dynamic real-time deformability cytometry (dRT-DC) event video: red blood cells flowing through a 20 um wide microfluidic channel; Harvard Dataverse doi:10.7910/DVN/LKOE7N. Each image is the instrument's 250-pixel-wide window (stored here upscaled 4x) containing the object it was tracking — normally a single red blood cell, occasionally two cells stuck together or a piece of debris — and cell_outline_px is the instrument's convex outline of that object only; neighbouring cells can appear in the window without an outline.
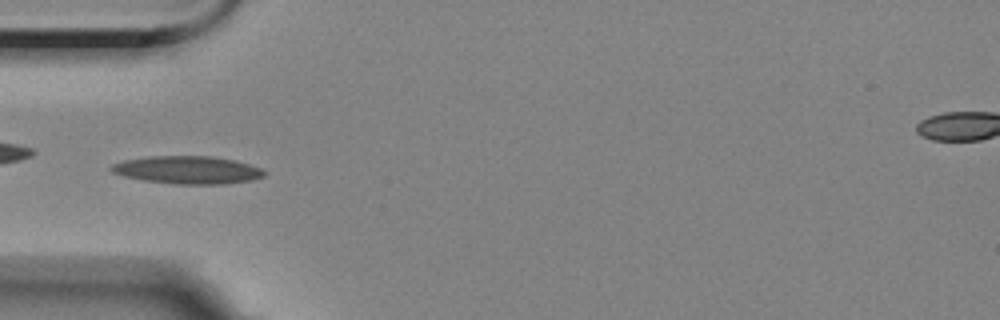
{"species": "Egyptian fruit bat (a non-hibernating species)", "species_latin": "Rousettus aegyptiacus", "temperature_condition": "room temperature", "stored_images_in_passage": 10, "camera_frame_rate_fps": 3000, "um_per_image_px": 0.085, "animal": {"sex": "female"}, "frame": {"image": 1, "passage_image": 5, "time_ms": 4.333, "image_size_px": [1000, 320], "cell_outline_px": [[268, 172], [264, 176], [252, 180], [224, 184], [172, 184], [144, 180], [124, 176], [112, 172], [108, 168], [112, 164], [124, 160], [152, 156], [212, 156], [232, 160], [248, 164], [260, 168]], "centroid_in_image_um": [15.94, 14.45], "position_along_channel_um": 69.1, "area_um2": 24.74}}
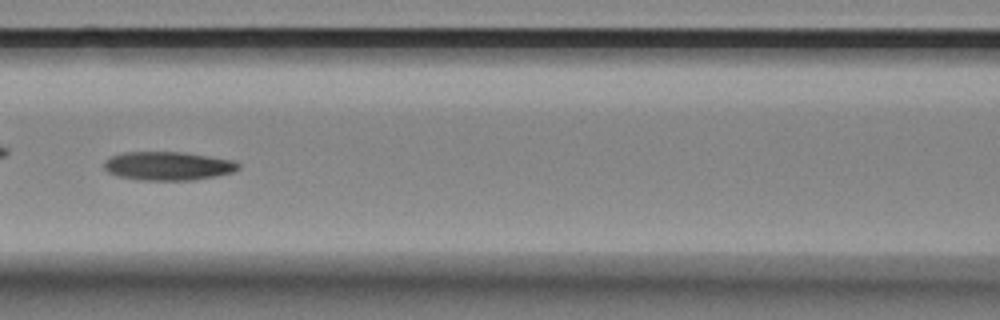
{"frame": {"image": 2, "passage_image": 7, "time_ms": 6.667, "image_size_px": [1000, 320], "cell_outline_px": [[240, 168], [232, 172], [216, 176], [192, 180], [140, 180], [116, 176], [108, 172], [104, 168], [104, 160], [112, 156], [124, 152], [184, 152], [236, 160], [240, 164]], "centroid_in_image_um": [14.29, 14.1], "position_along_channel_um": 152.3, "area_um2": 22.6}}
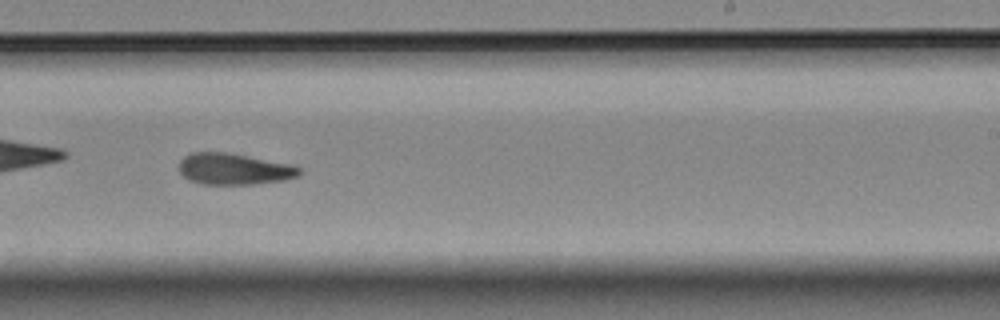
{"frame": {"image": 3, "passage_image": 10, "time_ms": 10.0, "image_size_px": [1000, 320], "cell_outline_px": [[304, 172], [300, 176], [284, 180], [252, 184], [204, 184], [188, 180], [180, 172], [180, 160], [184, 156], [192, 152], [228, 152], [292, 164], [300, 168]], "centroid_in_image_um": [19.93, 14.36], "position_along_channel_um": 269.1, "area_um2": 22.14}}